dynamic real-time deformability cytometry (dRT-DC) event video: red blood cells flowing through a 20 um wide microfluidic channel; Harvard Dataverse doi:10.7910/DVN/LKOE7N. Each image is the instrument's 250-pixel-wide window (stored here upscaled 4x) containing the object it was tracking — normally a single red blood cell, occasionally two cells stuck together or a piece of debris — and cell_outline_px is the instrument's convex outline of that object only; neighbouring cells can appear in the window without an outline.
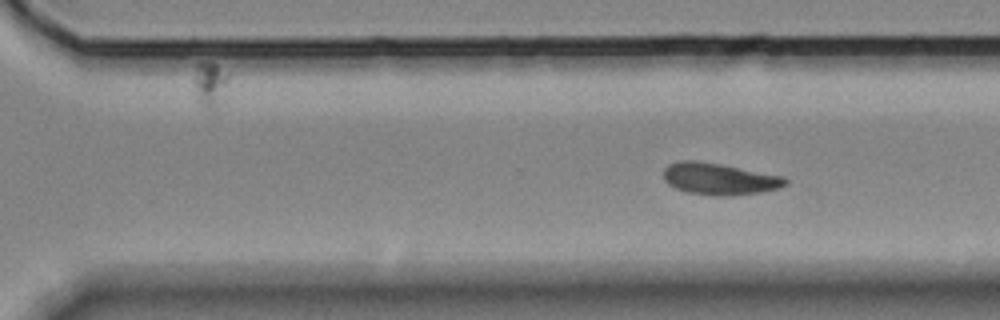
{"species": "Egyptian fruit bat (a non-hibernating species)", "species_latin": "Rousettus aegyptiacus", "temperature_condition": "room temperature", "stored_images_in_passage": 19, "segment_of_instrument_passage": [3, 3], "camera_frame_rate_fps": 3000, "um_per_image_px": 0.085, "animal": {"sex": "female"}, "frame": {"image": 1, "passage_image": 19, "time_ms": 23.333, "image_size_px": [1000, 320], "cell_outline_px": [[788, 184], [780, 188], [764, 192], [732, 196], [712, 196], [688, 192], [676, 188], [668, 184], [664, 180], [664, 168], [668, 164], [680, 160], [696, 160], [720, 164], [784, 176], [788, 180]], "centroid_in_image_um": [61.17, 15.21], "position_along_channel_um": 309.4, "area_um2": 22.83}}